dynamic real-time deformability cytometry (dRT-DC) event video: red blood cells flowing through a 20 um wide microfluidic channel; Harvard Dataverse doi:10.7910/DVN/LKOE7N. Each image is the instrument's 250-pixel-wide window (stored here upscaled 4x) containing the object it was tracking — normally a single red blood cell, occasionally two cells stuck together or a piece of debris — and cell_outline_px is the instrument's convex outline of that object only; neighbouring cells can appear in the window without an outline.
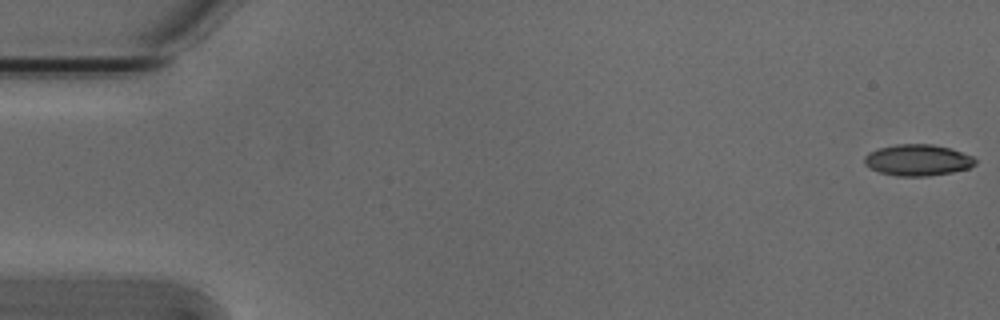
{"species": "Egyptian fruit bat (a non-hibernating species)", "species_latin": "Rousettus aegyptiacus", "temperature_condition": "cold", "stored_images_in_passage": 11, "camera_frame_rate_fps": 3000, "um_per_image_px": 0.085, "animal": {"sex": "male"}, "frame": {"image": 1, "passage_image": 1, "time_ms": 0.0, "image_size_px": [1000, 320], "cell_outline_px": [[976, 164], [968, 168], [952, 172], [928, 176], [896, 176], [880, 172], [864, 164], [864, 156], [868, 152], [876, 148], [896, 144], [932, 144], [948, 148], [972, 156], [976, 160]], "centroid_in_image_um": [77.97, 13.6], "position_along_channel_um": 7.0, "area_um2": 20.17}}